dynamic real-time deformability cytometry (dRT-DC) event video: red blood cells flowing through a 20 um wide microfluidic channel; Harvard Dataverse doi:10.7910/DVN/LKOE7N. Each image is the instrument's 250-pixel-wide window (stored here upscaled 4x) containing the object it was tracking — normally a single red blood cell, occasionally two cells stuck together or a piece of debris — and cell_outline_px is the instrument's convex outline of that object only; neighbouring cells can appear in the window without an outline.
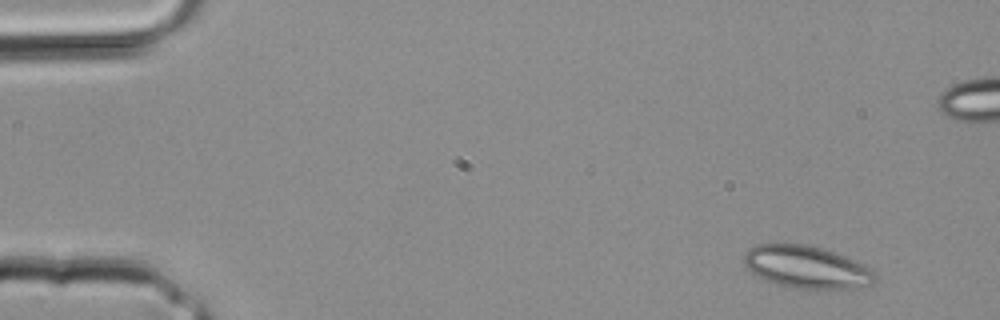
{"species": "common noctule bat (a hibernating species)", "species_latin": "Nyctalus noctula", "temperature_condition": "room temperature", "stored_images_in_passage": 4, "camera_frame_rate_fps": 3000, "um_per_image_px": 0.085, "animal": {"sex": "male", "body_mass_g": 20.4}, "frame": {"image": 1, "passage_image": 1, "time_ms": 0.0, "image_size_px": [1000, 320], "cell_outline_px": [[876, 280], [872, 284], [852, 292], [792, 288], [768, 280], [752, 272], [744, 264], [744, 252], [748, 248], [756, 244], [804, 244], [820, 248], [832, 252], [852, 260], [868, 268], [876, 276]], "centroid_in_image_um": [68.6, 22.76], "position_along_channel_um": 16.4, "area_um2": 32.71}}